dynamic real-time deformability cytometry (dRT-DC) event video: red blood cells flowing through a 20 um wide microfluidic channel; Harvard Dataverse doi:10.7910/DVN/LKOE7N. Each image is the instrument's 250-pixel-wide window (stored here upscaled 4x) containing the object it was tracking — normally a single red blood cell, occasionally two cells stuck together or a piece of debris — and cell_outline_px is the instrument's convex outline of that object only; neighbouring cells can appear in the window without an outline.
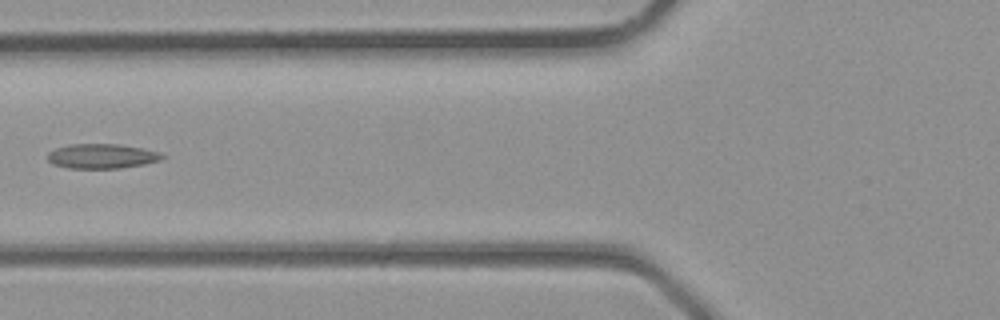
{"species": "common noctule bat (a hibernating species)", "species_latin": "Nyctalus noctula", "temperature_condition": "room temperature", "stored_images_in_passage": 3, "camera_frame_rate_fps": 3000, "um_per_image_px": 0.085, "animal": {"sex": "male", "body_mass_g": 23.1, "forearm_length_mm": 52.7}, "frame": {"image": 1, "passage_image": 3, "time_ms": 0.667, "image_size_px": [1000, 320], "cell_outline_px": [[168, 156], [160, 160], [144, 164], [120, 168], [68, 168], [52, 164], [48, 160], [48, 152], [56, 148], [68, 144], [120, 144], [160, 152]], "centroid_in_image_um": [8.66, 13.27], "position_along_channel_um": 117.1, "area_um2": 16.53}}